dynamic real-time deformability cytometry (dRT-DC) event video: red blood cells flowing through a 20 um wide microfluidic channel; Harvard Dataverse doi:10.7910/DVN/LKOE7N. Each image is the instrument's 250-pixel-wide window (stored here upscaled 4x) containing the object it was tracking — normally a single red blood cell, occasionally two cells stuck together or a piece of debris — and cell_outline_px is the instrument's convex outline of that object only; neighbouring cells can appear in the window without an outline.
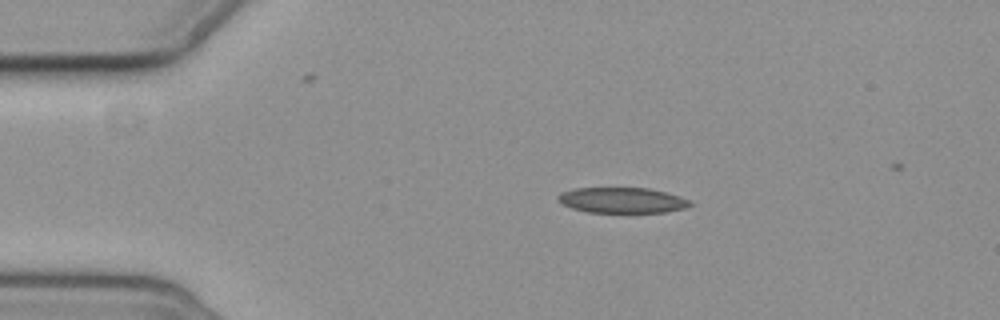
{"species": "common noctule bat (a hibernating species)", "species_latin": "Nyctalus noctula", "temperature_condition": "cold", "stored_images_in_passage": 6, "camera_frame_rate_fps": 3000, "um_per_image_px": 0.085, "animal": {"sex": "female", "body_mass_g": 19.3, "forearm_length_mm": 54.1}, "frame": {"image": 1, "passage_image": 1, "time_ms": 0.0, "image_size_px": [1000, 320], "cell_outline_px": [[696, 204], [688, 208], [668, 212], [588, 212], [572, 208], [556, 200], [556, 196], [564, 192], [576, 188], [648, 188], [664, 192], [688, 200]], "centroid_in_image_um": [52.91, 17.03], "position_along_channel_um": 32.1, "area_um2": 19.54}}
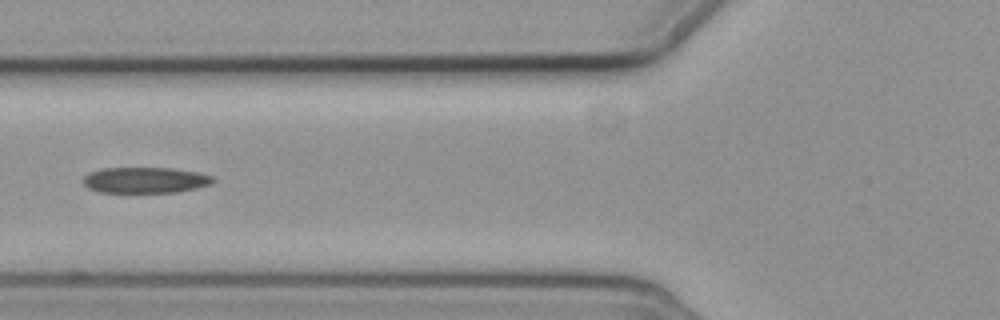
{"frame": {"image": 2, "passage_image": 4, "time_ms": 3.667, "image_size_px": [1000, 320], "cell_outline_px": [[216, 180], [212, 184], [196, 188], [176, 192], [100, 192], [88, 188], [84, 184], [84, 176], [88, 172], [104, 168], [172, 168], [196, 172], [212, 176]], "centroid_in_image_um": [12.35, 15.31], "position_along_channel_um": 113.5, "area_um2": 19.54}}
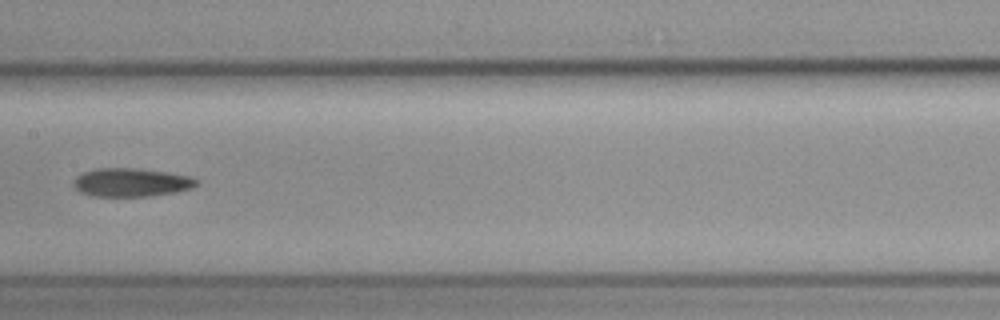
{"frame": {"image": 3, "passage_image": 6, "time_ms": 6.0, "image_size_px": [1000, 320], "cell_outline_px": [[200, 184], [192, 188], [176, 192], [152, 196], [92, 196], [80, 192], [72, 184], [76, 176], [84, 172], [96, 168], [136, 168], [192, 176], [200, 180]], "centroid_in_image_um": [11.19, 15.5], "position_along_channel_um": 196.2, "area_um2": 20.58}}